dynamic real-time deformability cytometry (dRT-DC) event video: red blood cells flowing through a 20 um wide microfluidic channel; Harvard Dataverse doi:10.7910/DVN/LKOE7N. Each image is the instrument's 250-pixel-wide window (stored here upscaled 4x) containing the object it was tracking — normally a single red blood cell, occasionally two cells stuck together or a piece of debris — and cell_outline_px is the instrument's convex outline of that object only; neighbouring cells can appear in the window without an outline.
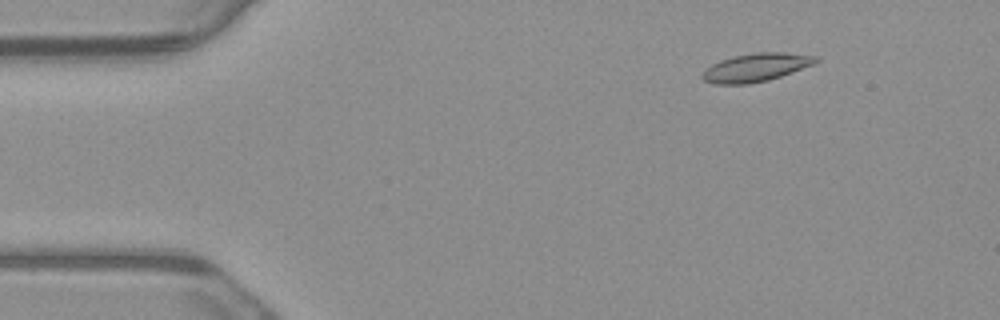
{"species": "common noctule bat (a hibernating species)", "species_latin": "Nyctalus noctula", "temperature_condition": "warm", "stored_images_in_passage": 2, "camera_frame_rate_fps": 3000, "um_per_image_px": 0.085, "animal": {"sex": "male", "body_mass_g": 23.1, "forearm_length_mm": 52.7}, "frame": {"image": 1, "passage_image": 2, "time_ms": 0.333, "image_size_px": [1000, 320], "cell_outline_px": [[820, 60], [816, 64], [768, 80], [748, 84], [716, 84], [704, 80], [700, 76], [700, 72], [704, 68], [720, 60], [752, 52], [784, 52], [820, 56]], "centroid_in_image_um": [64.27, 5.72], "position_along_channel_um": 20.7, "area_um2": 18.96}}